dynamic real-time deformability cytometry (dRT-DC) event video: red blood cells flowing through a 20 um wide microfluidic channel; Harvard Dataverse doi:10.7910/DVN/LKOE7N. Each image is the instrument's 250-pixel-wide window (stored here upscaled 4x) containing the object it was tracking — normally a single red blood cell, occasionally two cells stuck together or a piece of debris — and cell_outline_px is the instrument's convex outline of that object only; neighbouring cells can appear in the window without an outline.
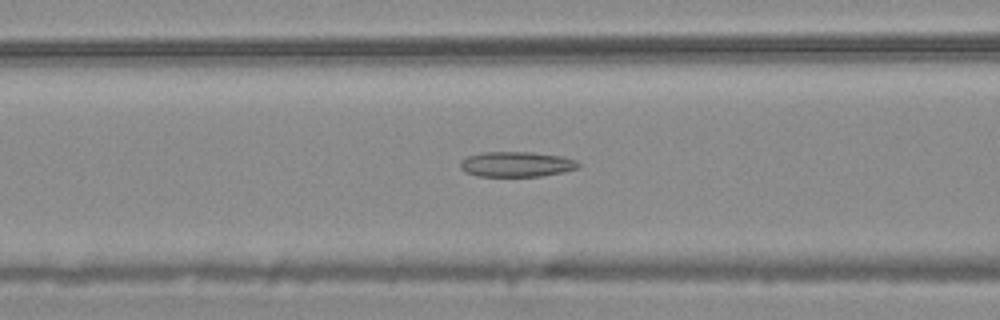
{"species": "common noctule bat (a hibernating species)", "species_latin": "Nyctalus noctula", "temperature_condition": "warm", "stored_images_in_passage": 38, "camera_frame_rate_fps": 3000, "um_per_image_px": 0.085, "animal": {"sex": "male", "body_mass_g": 20.4}, "frame": {"image": 1, "passage_image": 15, "time_ms": 4.667, "image_size_px": [1000, 320], "cell_outline_px": [[580, 164], [576, 168], [564, 172], [540, 176], [476, 176], [464, 172], [460, 168], [460, 160], [468, 156], [484, 152], [532, 152], [564, 156], [576, 160]], "centroid_in_image_um": [43.88, 13.96], "position_along_channel_um": 122.7, "area_um2": 17.46}}
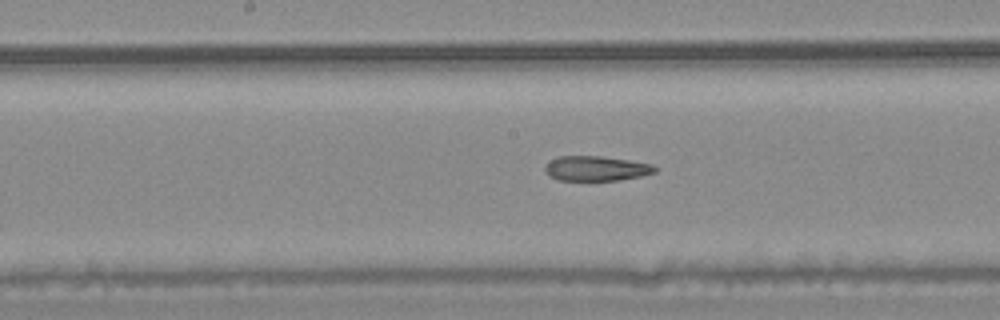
{"frame": {"image": 2, "passage_image": 21, "time_ms": 6.667, "image_size_px": [1000, 320], "cell_outline_px": [[660, 168], [656, 172], [640, 176], [620, 180], [556, 180], [548, 176], [544, 172], [544, 168], [556, 156], [600, 156], [628, 160], [652, 164]], "centroid_in_image_um": [50.68, 14.32], "position_along_channel_um": 197.5, "area_um2": 16.01}}
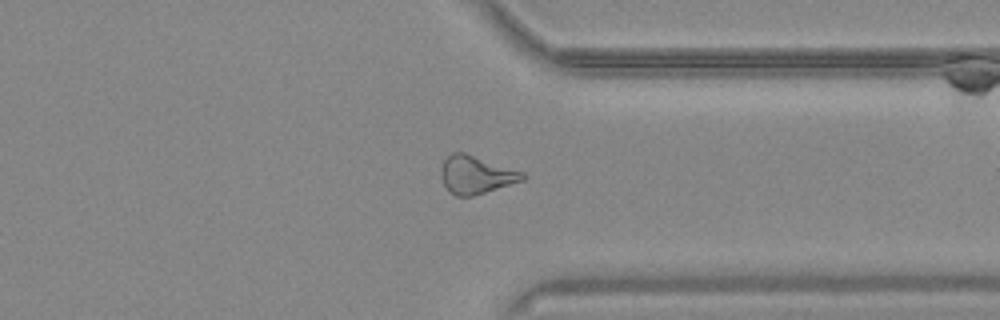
{"frame": {"image": 3, "passage_image": 35, "time_ms": 11.333, "image_size_px": [1000, 320], "cell_outline_px": [[528, 176], [524, 180], [472, 196], [456, 196], [448, 192], [440, 176], [440, 172], [444, 160], [452, 152], [464, 152], [524, 172]], "centroid_in_image_um": [40.45, 14.86], "position_along_channel_um": 370.9, "area_um2": 18.03}}